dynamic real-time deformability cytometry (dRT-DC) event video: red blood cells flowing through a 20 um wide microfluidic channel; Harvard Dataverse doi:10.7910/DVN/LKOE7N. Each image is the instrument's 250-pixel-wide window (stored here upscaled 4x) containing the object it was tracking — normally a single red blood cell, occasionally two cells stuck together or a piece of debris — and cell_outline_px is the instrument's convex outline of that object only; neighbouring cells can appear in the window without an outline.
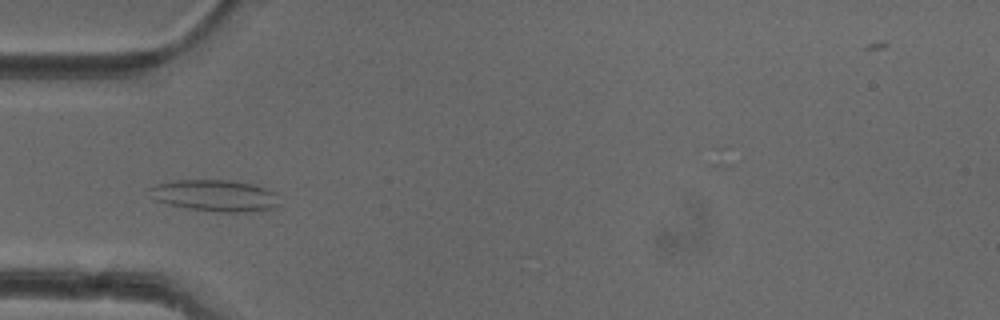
{"species": "common noctule bat (a hibernating species)", "species_latin": "Nyctalus noctula", "temperature_condition": "cold", "stored_images_in_passage": 38, "camera_frame_rate_fps": 3000, "um_per_image_px": 0.085, "animal": {"sex": "female"}, "frame": {"image": 1, "passage_image": 3, "time_ms": 0.667, "image_size_px": [1000, 320], "cell_outline_px": [[280, 204], [276, 208], [260, 212], [220, 212], [188, 208], [168, 204], [156, 200], [148, 188], [156, 184], [176, 180], [228, 180], [252, 184], [276, 192]], "centroid_in_image_um": [18.35, 16.64], "position_along_channel_um": 66.6, "area_um2": 23.99}}
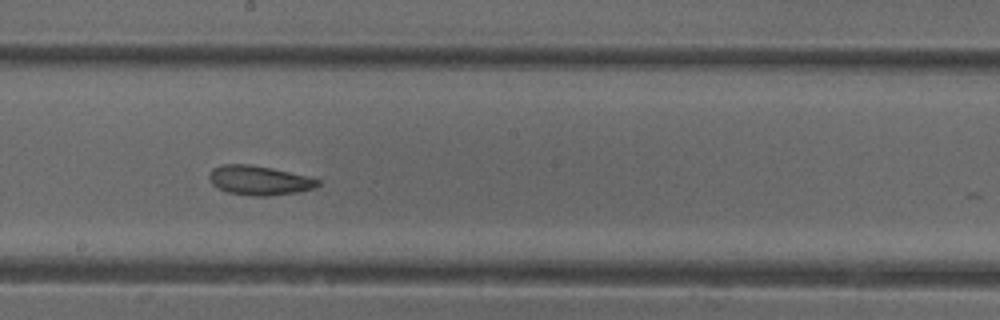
{"frame": {"image": 2, "passage_image": 15, "time_ms": 4.667, "image_size_px": [1000, 320], "cell_outline_px": [[320, 184], [316, 188], [300, 192], [268, 196], [252, 196], [228, 192], [212, 184], [208, 180], [208, 176], [212, 168], [224, 164], [248, 164], [272, 168], [308, 176], [320, 180]], "centroid_in_image_um": [22.05, 15.33], "position_along_channel_um": 226.1, "area_um2": 18.73}}
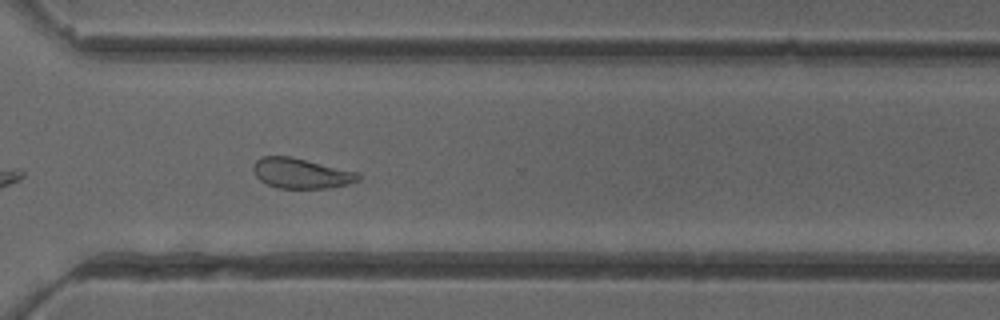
{"frame": {"image": 3, "passage_image": 24, "time_ms": 7.667, "image_size_px": [1000, 320], "cell_outline_px": [[360, 180], [348, 184], [332, 188], [276, 188], [260, 180], [256, 176], [252, 168], [256, 160], [260, 156], [292, 156], [360, 172]], "centroid_in_image_um": [25.62, 14.72], "position_along_channel_um": 345.0, "area_um2": 18.79}, "authors_computed_cell_mechanics": {"area_um2": 19.1607, "velocity_mm_per_s": 3.9794, "shape_relaxation_time_tau1_ms": 10.7442, "shape_relaxation_time_tau2_ms": 3.22, "deformation_change_tau1": 0.1662, "deformation_change_tau2": 0.1004}}